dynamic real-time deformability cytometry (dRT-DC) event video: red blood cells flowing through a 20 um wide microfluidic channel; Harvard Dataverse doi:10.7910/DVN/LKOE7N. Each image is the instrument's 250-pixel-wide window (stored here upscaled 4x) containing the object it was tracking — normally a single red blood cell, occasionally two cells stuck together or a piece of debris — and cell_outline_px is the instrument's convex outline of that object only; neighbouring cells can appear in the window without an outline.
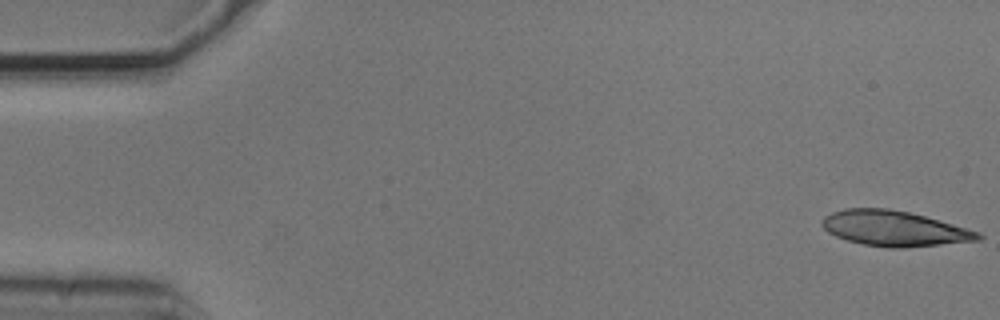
{"species": "common noctule bat (a hibernating species)", "species_latin": "Nyctalus noctula", "temperature_condition": "cold", "stored_images_in_passage": 53, "camera_frame_rate_fps": 3000, "um_per_image_px": 0.085, "animal": {"sex": "male", "body_mass_g": 20.5, "forearm_length_mm": 52.5}, "frame": {"image": 1, "passage_image": 1, "time_ms": 0.0, "image_size_px": [1000, 320], "cell_outline_px": [[984, 236], [980, 240], [904, 248], [888, 248], [864, 244], [848, 240], [836, 236], [828, 232], [820, 224], [820, 220], [824, 216], [832, 212], [844, 208], [888, 208], [908, 212], [924, 216], [980, 232]], "centroid_in_image_um": [75.98, 19.42], "position_along_channel_um": 9.0, "area_um2": 32.02}}
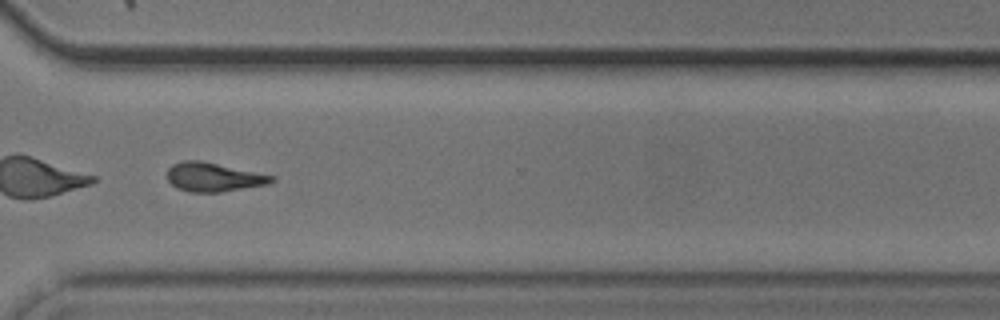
{"frame": {"image": 2, "passage_image": 40, "time_ms": 13.0, "image_size_px": [1000, 320], "cell_outline_px": [[276, 180], [268, 184], [220, 192], [188, 192], [176, 188], [168, 180], [168, 168], [172, 164], [184, 160], [200, 160], [276, 176]], "centroid_in_image_um": [18.15, 15.05], "position_along_channel_um": 352.4, "area_um2": 17.63}, "authors_computed_cell_mechanics": {"area_um2": 18.7272, "velocity_mm_per_s": 3.729, "shape_relaxation_time_tau1_ms": 3.1668, "shape_relaxation_time_tau2_ms": 9.2072, "deformation_change_tau1": 0.1085, "deformation_change_tau2": 0.2054}}